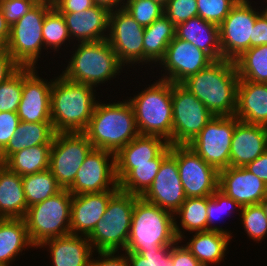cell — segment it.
<instances>
[{
    "instance_id": "cell-5",
    "label": "cell",
    "mask_w": 267,
    "mask_h": 266,
    "mask_svg": "<svg viewBox=\"0 0 267 266\" xmlns=\"http://www.w3.org/2000/svg\"><path fill=\"white\" fill-rule=\"evenodd\" d=\"M154 80L126 98L133 107L140 135L160 136L172 145V83Z\"/></svg>"
},
{
    "instance_id": "cell-4",
    "label": "cell",
    "mask_w": 267,
    "mask_h": 266,
    "mask_svg": "<svg viewBox=\"0 0 267 266\" xmlns=\"http://www.w3.org/2000/svg\"><path fill=\"white\" fill-rule=\"evenodd\" d=\"M114 101L107 103L99 99L83 133L94 149L108 150L116 154L140 133L133 107L127 98Z\"/></svg>"
},
{
    "instance_id": "cell-38",
    "label": "cell",
    "mask_w": 267,
    "mask_h": 266,
    "mask_svg": "<svg viewBox=\"0 0 267 266\" xmlns=\"http://www.w3.org/2000/svg\"><path fill=\"white\" fill-rule=\"evenodd\" d=\"M22 184L28 207L43 202L63 189L49 169L23 176Z\"/></svg>"
},
{
    "instance_id": "cell-28",
    "label": "cell",
    "mask_w": 267,
    "mask_h": 266,
    "mask_svg": "<svg viewBox=\"0 0 267 266\" xmlns=\"http://www.w3.org/2000/svg\"><path fill=\"white\" fill-rule=\"evenodd\" d=\"M175 36L192 43L198 49L207 53L213 60L222 59L219 26L205 21L200 16L178 24Z\"/></svg>"
},
{
    "instance_id": "cell-57",
    "label": "cell",
    "mask_w": 267,
    "mask_h": 266,
    "mask_svg": "<svg viewBox=\"0 0 267 266\" xmlns=\"http://www.w3.org/2000/svg\"><path fill=\"white\" fill-rule=\"evenodd\" d=\"M152 1L158 2V3H160L162 6H165L169 0H152Z\"/></svg>"
},
{
    "instance_id": "cell-55",
    "label": "cell",
    "mask_w": 267,
    "mask_h": 266,
    "mask_svg": "<svg viewBox=\"0 0 267 266\" xmlns=\"http://www.w3.org/2000/svg\"><path fill=\"white\" fill-rule=\"evenodd\" d=\"M126 0H93L95 5L104 7L109 11L123 9Z\"/></svg>"
},
{
    "instance_id": "cell-25",
    "label": "cell",
    "mask_w": 267,
    "mask_h": 266,
    "mask_svg": "<svg viewBox=\"0 0 267 266\" xmlns=\"http://www.w3.org/2000/svg\"><path fill=\"white\" fill-rule=\"evenodd\" d=\"M169 143L160 136L138 135L115 154L118 183L134 168V164L151 163Z\"/></svg>"
},
{
    "instance_id": "cell-20",
    "label": "cell",
    "mask_w": 267,
    "mask_h": 266,
    "mask_svg": "<svg viewBox=\"0 0 267 266\" xmlns=\"http://www.w3.org/2000/svg\"><path fill=\"white\" fill-rule=\"evenodd\" d=\"M218 189L241 207L259 204L267 194V185L245 167L220 170Z\"/></svg>"
},
{
    "instance_id": "cell-49",
    "label": "cell",
    "mask_w": 267,
    "mask_h": 266,
    "mask_svg": "<svg viewBox=\"0 0 267 266\" xmlns=\"http://www.w3.org/2000/svg\"><path fill=\"white\" fill-rule=\"evenodd\" d=\"M172 266H203L178 240L170 251Z\"/></svg>"
},
{
    "instance_id": "cell-9",
    "label": "cell",
    "mask_w": 267,
    "mask_h": 266,
    "mask_svg": "<svg viewBox=\"0 0 267 266\" xmlns=\"http://www.w3.org/2000/svg\"><path fill=\"white\" fill-rule=\"evenodd\" d=\"M52 7V0H41L10 26L6 50L20 67L39 68L37 63L41 61V53H44L43 21Z\"/></svg>"
},
{
    "instance_id": "cell-47",
    "label": "cell",
    "mask_w": 267,
    "mask_h": 266,
    "mask_svg": "<svg viewBox=\"0 0 267 266\" xmlns=\"http://www.w3.org/2000/svg\"><path fill=\"white\" fill-rule=\"evenodd\" d=\"M19 123L17 112H0V152L13 137Z\"/></svg>"
},
{
    "instance_id": "cell-48",
    "label": "cell",
    "mask_w": 267,
    "mask_h": 266,
    "mask_svg": "<svg viewBox=\"0 0 267 266\" xmlns=\"http://www.w3.org/2000/svg\"><path fill=\"white\" fill-rule=\"evenodd\" d=\"M94 255H98V257H94ZM89 266H129V264L125 251L123 253L121 251H110L94 252Z\"/></svg>"
},
{
    "instance_id": "cell-53",
    "label": "cell",
    "mask_w": 267,
    "mask_h": 266,
    "mask_svg": "<svg viewBox=\"0 0 267 266\" xmlns=\"http://www.w3.org/2000/svg\"><path fill=\"white\" fill-rule=\"evenodd\" d=\"M245 168L267 185V150Z\"/></svg>"
},
{
    "instance_id": "cell-27",
    "label": "cell",
    "mask_w": 267,
    "mask_h": 266,
    "mask_svg": "<svg viewBox=\"0 0 267 266\" xmlns=\"http://www.w3.org/2000/svg\"><path fill=\"white\" fill-rule=\"evenodd\" d=\"M234 116L245 123L267 126V83L239 80Z\"/></svg>"
},
{
    "instance_id": "cell-29",
    "label": "cell",
    "mask_w": 267,
    "mask_h": 266,
    "mask_svg": "<svg viewBox=\"0 0 267 266\" xmlns=\"http://www.w3.org/2000/svg\"><path fill=\"white\" fill-rule=\"evenodd\" d=\"M28 248L36 249L29 239L24 218H0V264L12 266Z\"/></svg>"
},
{
    "instance_id": "cell-59",
    "label": "cell",
    "mask_w": 267,
    "mask_h": 266,
    "mask_svg": "<svg viewBox=\"0 0 267 266\" xmlns=\"http://www.w3.org/2000/svg\"><path fill=\"white\" fill-rule=\"evenodd\" d=\"M4 163L2 162L1 156H0V167L3 165Z\"/></svg>"
},
{
    "instance_id": "cell-40",
    "label": "cell",
    "mask_w": 267,
    "mask_h": 266,
    "mask_svg": "<svg viewBox=\"0 0 267 266\" xmlns=\"http://www.w3.org/2000/svg\"><path fill=\"white\" fill-rule=\"evenodd\" d=\"M239 217L249 240L259 244L267 238V216L260 203L242 206Z\"/></svg>"
},
{
    "instance_id": "cell-34",
    "label": "cell",
    "mask_w": 267,
    "mask_h": 266,
    "mask_svg": "<svg viewBox=\"0 0 267 266\" xmlns=\"http://www.w3.org/2000/svg\"><path fill=\"white\" fill-rule=\"evenodd\" d=\"M51 145L41 144L24 148L13 153L4 162V165L21 177L47 170L49 168Z\"/></svg>"
},
{
    "instance_id": "cell-10",
    "label": "cell",
    "mask_w": 267,
    "mask_h": 266,
    "mask_svg": "<svg viewBox=\"0 0 267 266\" xmlns=\"http://www.w3.org/2000/svg\"><path fill=\"white\" fill-rule=\"evenodd\" d=\"M172 145H188L214 117L208 108L180 83H172Z\"/></svg>"
},
{
    "instance_id": "cell-33",
    "label": "cell",
    "mask_w": 267,
    "mask_h": 266,
    "mask_svg": "<svg viewBox=\"0 0 267 266\" xmlns=\"http://www.w3.org/2000/svg\"><path fill=\"white\" fill-rule=\"evenodd\" d=\"M207 214V197L186 198L174 213V229L178 240L188 232L207 231Z\"/></svg>"
},
{
    "instance_id": "cell-3",
    "label": "cell",
    "mask_w": 267,
    "mask_h": 266,
    "mask_svg": "<svg viewBox=\"0 0 267 266\" xmlns=\"http://www.w3.org/2000/svg\"><path fill=\"white\" fill-rule=\"evenodd\" d=\"M71 49L72 51L66 52V54L70 52L69 57H71L64 58L67 64H64L66 67L63 66L60 73L67 80L88 84L98 89L101 84L102 86L107 83L111 85L113 79H119L121 73L128 74L107 39L74 43Z\"/></svg>"
},
{
    "instance_id": "cell-7",
    "label": "cell",
    "mask_w": 267,
    "mask_h": 266,
    "mask_svg": "<svg viewBox=\"0 0 267 266\" xmlns=\"http://www.w3.org/2000/svg\"><path fill=\"white\" fill-rule=\"evenodd\" d=\"M140 196L119 190L88 236L95 252L124 251L130 235L134 204Z\"/></svg>"
},
{
    "instance_id": "cell-41",
    "label": "cell",
    "mask_w": 267,
    "mask_h": 266,
    "mask_svg": "<svg viewBox=\"0 0 267 266\" xmlns=\"http://www.w3.org/2000/svg\"><path fill=\"white\" fill-rule=\"evenodd\" d=\"M23 88V67L0 85V112H17Z\"/></svg>"
},
{
    "instance_id": "cell-31",
    "label": "cell",
    "mask_w": 267,
    "mask_h": 266,
    "mask_svg": "<svg viewBox=\"0 0 267 266\" xmlns=\"http://www.w3.org/2000/svg\"><path fill=\"white\" fill-rule=\"evenodd\" d=\"M175 32L176 26L164 14L151 25L145 27L143 37L144 66L151 67L149 68L151 70L156 67L175 37Z\"/></svg>"
},
{
    "instance_id": "cell-21",
    "label": "cell",
    "mask_w": 267,
    "mask_h": 266,
    "mask_svg": "<svg viewBox=\"0 0 267 266\" xmlns=\"http://www.w3.org/2000/svg\"><path fill=\"white\" fill-rule=\"evenodd\" d=\"M119 190L72 195L70 234L89 236Z\"/></svg>"
},
{
    "instance_id": "cell-17",
    "label": "cell",
    "mask_w": 267,
    "mask_h": 266,
    "mask_svg": "<svg viewBox=\"0 0 267 266\" xmlns=\"http://www.w3.org/2000/svg\"><path fill=\"white\" fill-rule=\"evenodd\" d=\"M177 164L186 197L211 196L219 183V171L188 145H177Z\"/></svg>"
},
{
    "instance_id": "cell-6",
    "label": "cell",
    "mask_w": 267,
    "mask_h": 266,
    "mask_svg": "<svg viewBox=\"0 0 267 266\" xmlns=\"http://www.w3.org/2000/svg\"><path fill=\"white\" fill-rule=\"evenodd\" d=\"M178 241L174 229V214L139 197L131 220L126 253L172 246Z\"/></svg>"
},
{
    "instance_id": "cell-44",
    "label": "cell",
    "mask_w": 267,
    "mask_h": 266,
    "mask_svg": "<svg viewBox=\"0 0 267 266\" xmlns=\"http://www.w3.org/2000/svg\"><path fill=\"white\" fill-rule=\"evenodd\" d=\"M172 246L150 249L138 253H126L129 266H172L170 251Z\"/></svg>"
},
{
    "instance_id": "cell-18",
    "label": "cell",
    "mask_w": 267,
    "mask_h": 266,
    "mask_svg": "<svg viewBox=\"0 0 267 266\" xmlns=\"http://www.w3.org/2000/svg\"><path fill=\"white\" fill-rule=\"evenodd\" d=\"M144 200L174 214L187 198L178 172L177 145L162 160L152 185L141 196Z\"/></svg>"
},
{
    "instance_id": "cell-24",
    "label": "cell",
    "mask_w": 267,
    "mask_h": 266,
    "mask_svg": "<svg viewBox=\"0 0 267 266\" xmlns=\"http://www.w3.org/2000/svg\"><path fill=\"white\" fill-rule=\"evenodd\" d=\"M68 27L72 43L105 40L109 33L110 11L95 5L79 13H61Z\"/></svg>"
},
{
    "instance_id": "cell-32",
    "label": "cell",
    "mask_w": 267,
    "mask_h": 266,
    "mask_svg": "<svg viewBox=\"0 0 267 266\" xmlns=\"http://www.w3.org/2000/svg\"><path fill=\"white\" fill-rule=\"evenodd\" d=\"M55 131L52 123L20 121L7 146L0 152L4 163L13 153L41 144H52Z\"/></svg>"
},
{
    "instance_id": "cell-1",
    "label": "cell",
    "mask_w": 267,
    "mask_h": 266,
    "mask_svg": "<svg viewBox=\"0 0 267 266\" xmlns=\"http://www.w3.org/2000/svg\"><path fill=\"white\" fill-rule=\"evenodd\" d=\"M239 76L235 62L214 60L180 84L194 94L214 116H234Z\"/></svg>"
},
{
    "instance_id": "cell-52",
    "label": "cell",
    "mask_w": 267,
    "mask_h": 266,
    "mask_svg": "<svg viewBox=\"0 0 267 266\" xmlns=\"http://www.w3.org/2000/svg\"><path fill=\"white\" fill-rule=\"evenodd\" d=\"M20 66L6 49L0 50V85L7 80Z\"/></svg>"
},
{
    "instance_id": "cell-23",
    "label": "cell",
    "mask_w": 267,
    "mask_h": 266,
    "mask_svg": "<svg viewBox=\"0 0 267 266\" xmlns=\"http://www.w3.org/2000/svg\"><path fill=\"white\" fill-rule=\"evenodd\" d=\"M46 250L50 266H89L93 253L87 236L68 234L43 241L37 249ZM46 248V249H45Z\"/></svg>"
},
{
    "instance_id": "cell-2",
    "label": "cell",
    "mask_w": 267,
    "mask_h": 266,
    "mask_svg": "<svg viewBox=\"0 0 267 266\" xmlns=\"http://www.w3.org/2000/svg\"><path fill=\"white\" fill-rule=\"evenodd\" d=\"M53 77L51 121L55 133L84 132L101 97L98 89L67 80L60 73Z\"/></svg>"
},
{
    "instance_id": "cell-54",
    "label": "cell",
    "mask_w": 267,
    "mask_h": 266,
    "mask_svg": "<svg viewBox=\"0 0 267 266\" xmlns=\"http://www.w3.org/2000/svg\"><path fill=\"white\" fill-rule=\"evenodd\" d=\"M10 36V25L6 22L4 13L0 7V50L7 49Z\"/></svg>"
},
{
    "instance_id": "cell-26",
    "label": "cell",
    "mask_w": 267,
    "mask_h": 266,
    "mask_svg": "<svg viewBox=\"0 0 267 266\" xmlns=\"http://www.w3.org/2000/svg\"><path fill=\"white\" fill-rule=\"evenodd\" d=\"M188 234L190 238L185 235L180 241L203 266H219L222 261L225 262L233 236L214 230Z\"/></svg>"
},
{
    "instance_id": "cell-16",
    "label": "cell",
    "mask_w": 267,
    "mask_h": 266,
    "mask_svg": "<svg viewBox=\"0 0 267 266\" xmlns=\"http://www.w3.org/2000/svg\"><path fill=\"white\" fill-rule=\"evenodd\" d=\"M214 60L192 43L181 40L176 36L168 45L164 57L156 65L160 75L157 79L181 83L187 77L198 73ZM159 67V68H158ZM162 68V70H161ZM163 72V73H162Z\"/></svg>"
},
{
    "instance_id": "cell-11",
    "label": "cell",
    "mask_w": 267,
    "mask_h": 266,
    "mask_svg": "<svg viewBox=\"0 0 267 266\" xmlns=\"http://www.w3.org/2000/svg\"><path fill=\"white\" fill-rule=\"evenodd\" d=\"M92 149V143L83 132L55 133L48 169L63 189L73 184L76 173Z\"/></svg>"
},
{
    "instance_id": "cell-15",
    "label": "cell",
    "mask_w": 267,
    "mask_h": 266,
    "mask_svg": "<svg viewBox=\"0 0 267 266\" xmlns=\"http://www.w3.org/2000/svg\"><path fill=\"white\" fill-rule=\"evenodd\" d=\"M68 190L72 195L119 190L115 154L108 150L93 148L85 157Z\"/></svg>"
},
{
    "instance_id": "cell-22",
    "label": "cell",
    "mask_w": 267,
    "mask_h": 266,
    "mask_svg": "<svg viewBox=\"0 0 267 266\" xmlns=\"http://www.w3.org/2000/svg\"><path fill=\"white\" fill-rule=\"evenodd\" d=\"M267 150V126L238 121L233 131L230 166L245 167Z\"/></svg>"
},
{
    "instance_id": "cell-46",
    "label": "cell",
    "mask_w": 267,
    "mask_h": 266,
    "mask_svg": "<svg viewBox=\"0 0 267 266\" xmlns=\"http://www.w3.org/2000/svg\"><path fill=\"white\" fill-rule=\"evenodd\" d=\"M39 0H0L6 22L11 26L28 13Z\"/></svg>"
},
{
    "instance_id": "cell-56",
    "label": "cell",
    "mask_w": 267,
    "mask_h": 266,
    "mask_svg": "<svg viewBox=\"0 0 267 266\" xmlns=\"http://www.w3.org/2000/svg\"><path fill=\"white\" fill-rule=\"evenodd\" d=\"M261 207L264 210L265 215L267 216V194L260 202Z\"/></svg>"
},
{
    "instance_id": "cell-36",
    "label": "cell",
    "mask_w": 267,
    "mask_h": 266,
    "mask_svg": "<svg viewBox=\"0 0 267 266\" xmlns=\"http://www.w3.org/2000/svg\"><path fill=\"white\" fill-rule=\"evenodd\" d=\"M42 35L44 51H47L46 55L47 53L51 54V52H57L61 55L62 49H64V52H66L69 50L68 47H71L70 45L74 44L71 43L72 39L69 35L68 27L66 26L63 15L55 7H52L45 15L42 27ZM48 50L50 52H48ZM60 50L61 52H59Z\"/></svg>"
},
{
    "instance_id": "cell-35",
    "label": "cell",
    "mask_w": 267,
    "mask_h": 266,
    "mask_svg": "<svg viewBox=\"0 0 267 266\" xmlns=\"http://www.w3.org/2000/svg\"><path fill=\"white\" fill-rule=\"evenodd\" d=\"M170 153V144L151 163L134 164V168L119 182V190L142 196L152 185L162 160Z\"/></svg>"
},
{
    "instance_id": "cell-37",
    "label": "cell",
    "mask_w": 267,
    "mask_h": 266,
    "mask_svg": "<svg viewBox=\"0 0 267 266\" xmlns=\"http://www.w3.org/2000/svg\"><path fill=\"white\" fill-rule=\"evenodd\" d=\"M234 62L239 80L267 83V45L249 48Z\"/></svg>"
},
{
    "instance_id": "cell-30",
    "label": "cell",
    "mask_w": 267,
    "mask_h": 266,
    "mask_svg": "<svg viewBox=\"0 0 267 266\" xmlns=\"http://www.w3.org/2000/svg\"><path fill=\"white\" fill-rule=\"evenodd\" d=\"M27 210L22 177L3 164L0 167V218H24Z\"/></svg>"
},
{
    "instance_id": "cell-19",
    "label": "cell",
    "mask_w": 267,
    "mask_h": 266,
    "mask_svg": "<svg viewBox=\"0 0 267 266\" xmlns=\"http://www.w3.org/2000/svg\"><path fill=\"white\" fill-rule=\"evenodd\" d=\"M39 68L23 67L22 97L17 110L20 121L52 123L51 87L54 78L39 76ZM49 80V81H48Z\"/></svg>"
},
{
    "instance_id": "cell-45",
    "label": "cell",
    "mask_w": 267,
    "mask_h": 266,
    "mask_svg": "<svg viewBox=\"0 0 267 266\" xmlns=\"http://www.w3.org/2000/svg\"><path fill=\"white\" fill-rule=\"evenodd\" d=\"M164 15L175 25L198 16L197 0H169Z\"/></svg>"
},
{
    "instance_id": "cell-50",
    "label": "cell",
    "mask_w": 267,
    "mask_h": 266,
    "mask_svg": "<svg viewBox=\"0 0 267 266\" xmlns=\"http://www.w3.org/2000/svg\"><path fill=\"white\" fill-rule=\"evenodd\" d=\"M53 7L60 13H79L95 6L93 0H52Z\"/></svg>"
},
{
    "instance_id": "cell-8",
    "label": "cell",
    "mask_w": 267,
    "mask_h": 266,
    "mask_svg": "<svg viewBox=\"0 0 267 266\" xmlns=\"http://www.w3.org/2000/svg\"><path fill=\"white\" fill-rule=\"evenodd\" d=\"M72 194L62 189L55 195L28 207L24 217L31 243L38 247L43 241L70 234Z\"/></svg>"
},
{
    "instance_id": "cell-39",
    "label": "cell",
    "mask_w": 267,
    "mask_h": 266,
    "mask_svg": "<svg viewBox=\"0 0 267 266\" xmlns=\"http://www.w3.org/2000/svg\"><path fill=\"white\" fill-rule=\"evenodd\" d=\"M241 206L234 201L232 198L227 196L221 190L217 189L211 196H207V231H220L223 233H227L230 236L233 235L231 230L223 228L222 226L215 225L216 222L220 219H224L225 214H234V212H238V216H240ZM221 221V220H220ZM214 225V226H213Z\"/></svg>"
},
{
    "instance_id": "cell-58",
    "label": "cell",
    "mask_w": 267,
    "mask_h": 266,
    "mask_svg": "<svg viewBox=\"0 0 267 266\" xmlns=\"http://www.w3.org/2000/svg\"><path fill=\"white\" fill-rule=\"evenodd\" d=\"M265 4H261V6L263 5V8H262V11L266 14V16H267V1L266 2H264ZM265 5V6H264ZM265 7V8H264Z\"/></svg>"
},
{
    "instance_id": "cell-51",
    "label": "cell",
    "mask_w": 267,
    "mask_h": 266,
    "mask_svg": "<svg viewBox=\"0 0 267 266\" xmlns=\"http://www.w3.org/2000/svg\"><path fill=\"white\" fill-rule=\"evenodd\" d=\"M261 45H267V16L263 11L256 18L250 48Z\"/></svg>"
},
{
    "instance_id": "cell-43",
    "label": "cell",
    "mask_w": 267,
    "mask_h": 266,
    "mask_svg": "<svg viewBox=\"0 0 267 266\" xmlns=\"http://www.w3.org/2000/svg\"><path fill=\"white\" fill-rule=\"evenodd\" d=\"M239 0H197L198 16L219 26Z\"/></svg>"
},
{
    "instance_id": "cell-14",
    "label": "cell",
    "mask_w": 267,
    "mask_h": 266,
    "mask_svg": "<svg viewBox=\"0 0 267 266\" xmlns=\"http://www.w3.org/2000/svg\"><path fill=\"white\" fill-rule=\"evenodd\" d=\"M145 27L137 23L124 9L110 11L107 40L116 52L119 61L139 71L143 68V37ZM133 66V67H132ZM136 66V67H135Z\"/></svg>"
},
{
    "instance_id": "cell-42",
    "label": "cell",
    "mask_w": 267,
    "mask_h": 266,
    "mask_svg": "<svg viewBox=\"0 0 267 266\" xmlns=\"http://www.w3.org/2000/svg\"><path fill=\"white\" fill-rule=\"evenodd\" d=\"M123 9L142 27L151 25L164 14V6L152 0H126Z\"/></svg>"
},
{
    "instance_id": "cell-12",
    "label": "cell",
    "mask_w": 267,
    "mask_h": 266,
    "mask_svg": "<svg viewBox=\"0 0 267 266\" xmlns=\"http://www.w3.org/2000/svg\"><path fill=\"white\" fill-rule=\"evenodd\" d=\"M257 4L260 3L252 0H239L219 25L223 59L234 61L250 48V38H252L254 24L257 16L262 12V6L260 7Z\"/></svg>"
},
{
    "instance_id": "cell-13",
    "label": "cell",
    "mask_w": 267,
    "mask_h": 266,
    "mask_svg": "<svg viewBox=\"0 0 267 266\" xmlns=\"http://www.w3.org/2000/svg\"><path fill=\"white\" fill-rule=\"evenodd\" d=\"M235 116H214L188 144L206 163L218 171L230 166V148Z\"/></svg>"
}]
</instances>
